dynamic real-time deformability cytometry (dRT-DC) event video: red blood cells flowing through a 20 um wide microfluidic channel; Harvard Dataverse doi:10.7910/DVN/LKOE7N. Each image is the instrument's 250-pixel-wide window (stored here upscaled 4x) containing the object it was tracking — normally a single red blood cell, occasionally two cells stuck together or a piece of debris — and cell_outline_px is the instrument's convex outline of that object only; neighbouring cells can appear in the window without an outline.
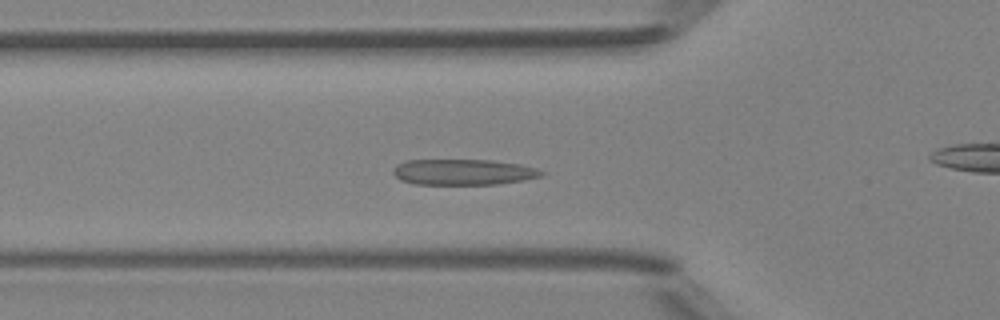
{"species": "Egyptian fruit bat (a non-hibernating species)", "species_latin": "Rousettus aegyptiacus", "temperature_condition": "room temperature", "stored_images_in_passage": 41, "camera_frame_rate_fps": 3000, "um_per_image_px": 0.085, "animal": {"sex": "female"}, "frame": {"image": 1, "passage_image": 15, "time_ms": 4.667, "image_size_px": [1000, 320], "cell_outline_px": [[548, 172], [544, 176], [524, 180], [496, 184], [416, 184], [400, 180], [392, 172], [392, 168], [396, 164], [408, 160], [492, 160], [520, 164], [536, 168]], "centroid_in_image_um": [39.41, 14.62], "position_along_channel_um": 86.4, "area_um2": 22.48}}
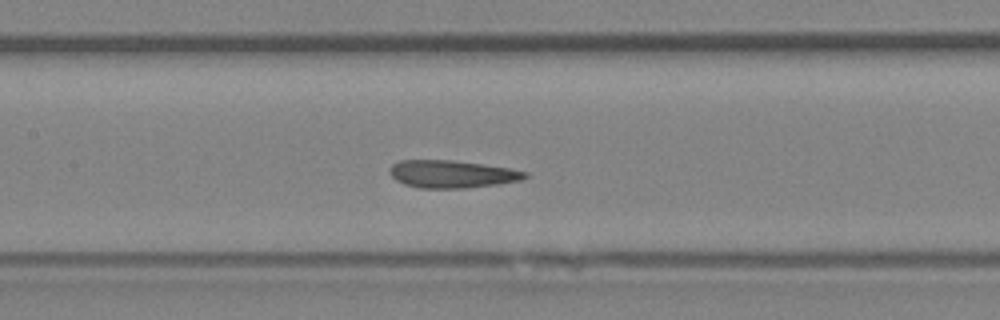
{"frame": {"image": 2, "passage_image": 21, "time_ms": 6.667, "image_size_px": [1000, 320], "cell_outline_px": [[528, 176], [520, 180], [496, 184], [464, 188], [420, 188], [404, 184], [396, 180], [388, 172], [392, 164], [400, 160], [452, 160], [512, 168], [528, 172]], "centroid_in_image_um": [38.4, 14.79], "position_along_channel_um": 169.0, "area_um2": 21.73}}
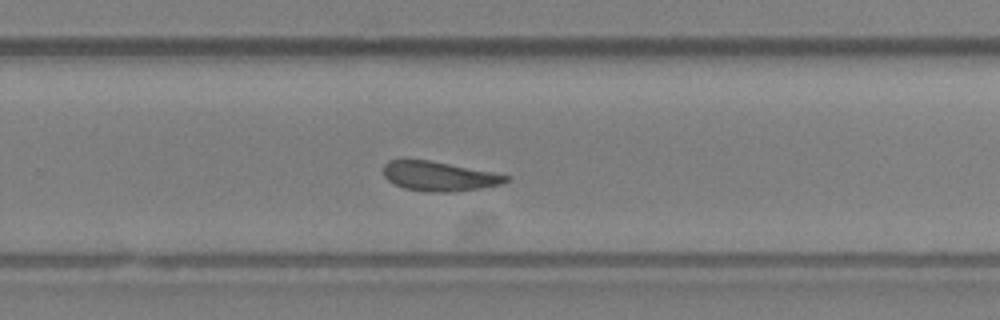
{"frame": {"image": 3, "passage_image": 30, "time_ms": 9.667, "image_size_px": [1000, 320], "cell_outline_px": [[512, 176], [508, 180], [500, 184], [480, 188], [456, 192], [436, 192], [404, 188], [388, 180], [384, 176], [384, 164], [388, 160], [404, 156], [428, 160], [492, 172]], "centroid_in_image_um": [37.26, 14.94], "position_along_channel_um": 292.5, "area_um2": 21.33}, "authors_computed_cell_mechanics": {"area_um2": 21.964, "velocity_mm_per_s": 4.1323, "shape_relaxation_time_tau1_ms": null, "shape_relaxation_time_tau2_ms": 1.5117, "deformation_change_tau1": null, "deformation_change_tau2": 0.0894}}